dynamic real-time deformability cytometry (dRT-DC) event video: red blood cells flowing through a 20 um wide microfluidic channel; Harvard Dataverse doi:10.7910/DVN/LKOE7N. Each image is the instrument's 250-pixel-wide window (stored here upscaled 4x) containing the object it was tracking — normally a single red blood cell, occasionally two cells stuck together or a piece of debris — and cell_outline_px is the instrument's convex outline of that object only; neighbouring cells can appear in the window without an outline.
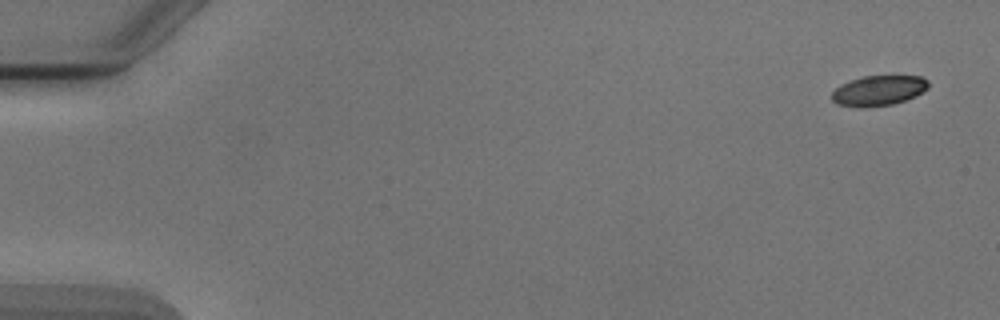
{"species": "Egyptian fruit bat (a non-hibernating species)", "species_latin": "Rousettus aegyptiacus", "temperature_condition": "cold", "stored_images_in_passage": 4, "camera_frame_rate_fps": 3000, "um_per_image_px": 0.085, "animal": {"sex": "male"}, "frame": {"image": 1, "passage_image": 1, "time_ms": 0.0, "image_size_px": [1000, 320], "cell_outline_px": [[928, 88], [916, 96], [892, 104], [860, 108], [856, 108], [836, 104], [832, 100], [832, 92], [840, 84], [864, 76], [892, 72], [920, 76], [928, 80]], "centroid_in_image_um": [74.71, 7.65], "position_along_channel_um": 10.3, "area_um2": 17.8}}
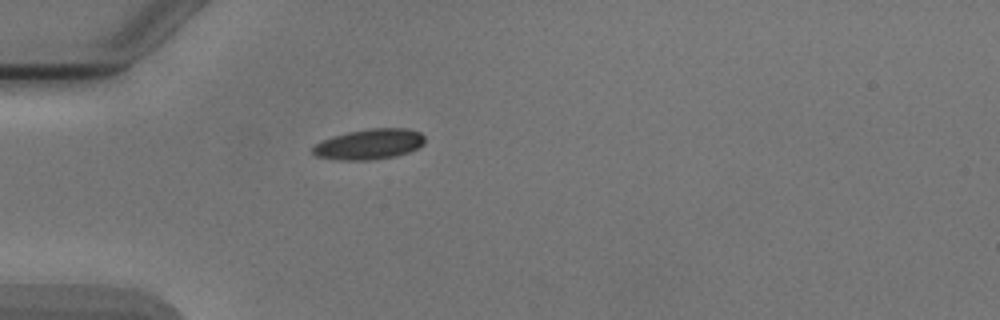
{"frame": {"image": 2, "passage_image": 4, "time_ms": 4.667, "image_size_px": [1000, 320], "cell_outline_px": [[424, 144], [408, 152], [396, 156], [372, 160], [340, 160], [316, 156], [312, 152], [312, 148], [316, 144], [332, 136], [348, 132], [368, 128], [408, 128], [420, 132], [424, 136]], "centroid_in_image_um": [31.4, 12.25], "position_along_channel_um": 53.6, "area_um2": 19.88}}